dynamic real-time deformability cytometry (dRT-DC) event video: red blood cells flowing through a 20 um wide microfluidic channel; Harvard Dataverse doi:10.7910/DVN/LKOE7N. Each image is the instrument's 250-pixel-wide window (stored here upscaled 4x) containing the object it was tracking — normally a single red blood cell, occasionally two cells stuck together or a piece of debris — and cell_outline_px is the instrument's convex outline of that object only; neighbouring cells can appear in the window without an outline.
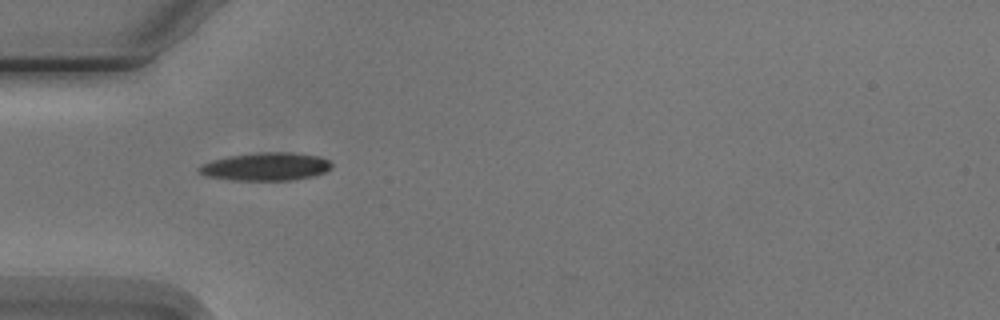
{"species": "Egyptian fruit bat (a non-hibernating species)", "species_latin": "Rousettus aegyptiacus", "temperature_condition": "cold", "stored_images_in_passage": 2, "camera_frame_rate_fps": 3000, "um_per_image_px": 0.085, "animal": {"sex": "male"}, "frame": {"image": 1, "passage_image": 1, "time_ms": 0.0, "image_size_px": [1000, 320], "cell_outline_px": [[332, 168], [324, 172], [312, 176], [288, 180], [232, 180], [208, 176], [200, 172], [196, 168], [200, 164], [212, 160], [228, 156], [260, 152], [292, 152], [320, 156], [328, 160], [332, 164]], "centroid_in_image_um": [22.59, 14.15], "position_along_channel_um": 62.4, "area_um2": 21.62}}
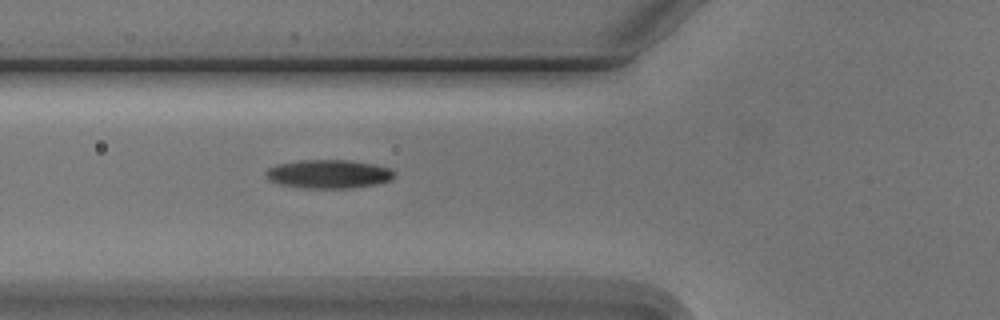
{"frame": {"image": 2, "passage_image": 2, "time_ms": 1.0, "image_size_px": [1000, 320], "cell_outline_px": [[396, 176], [392, 180], [376, 184], [352, 188], [300, 188], [280, 184], [268, 180], [264, 176], [264, 172], [268, 168], [280, 164], [300, 160], [348, 160], [372, 164], [392, 168], [396, 172]], "centroid_in_image_um": [27.95, 14.8], "position_along_channel_um": 97.8, "area_um2": 21.68}}